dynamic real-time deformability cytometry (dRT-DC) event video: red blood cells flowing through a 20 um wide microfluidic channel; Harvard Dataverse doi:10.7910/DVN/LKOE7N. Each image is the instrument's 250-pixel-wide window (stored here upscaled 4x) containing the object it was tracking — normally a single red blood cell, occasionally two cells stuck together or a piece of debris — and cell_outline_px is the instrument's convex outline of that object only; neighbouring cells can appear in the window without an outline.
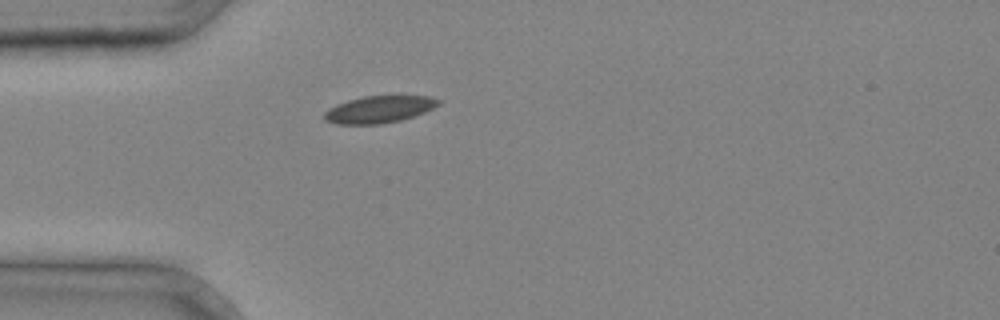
{"species": "common noctule bat (a hibernating species)", "species_latin": "Nyctalus noctula", "temperature_condition": "cold", "stored_images_in_passage": 5, "camera_frame_rate_fps": 3000, "um_per_image_px": 0.085, "animal": {"sex": "male", "body_mass_g": 20.4}, "frame": {"image": 1, "passage_image": 5, "time_ms": 1.333, "image_size_px": [1000, 320], "cell_outline_px": [[444, 100], [440, 104], [424, 112], [400, 120], [380, 124], [336, 124], [324, 120], [324, 112], [328, 108], [336, 104], [348, 100], [364, 96], [432, 96]], "centroid_in_image_um": [32.22, 9.29], "position_along_channel_um": 52.8, "area_um2": 18.03}}